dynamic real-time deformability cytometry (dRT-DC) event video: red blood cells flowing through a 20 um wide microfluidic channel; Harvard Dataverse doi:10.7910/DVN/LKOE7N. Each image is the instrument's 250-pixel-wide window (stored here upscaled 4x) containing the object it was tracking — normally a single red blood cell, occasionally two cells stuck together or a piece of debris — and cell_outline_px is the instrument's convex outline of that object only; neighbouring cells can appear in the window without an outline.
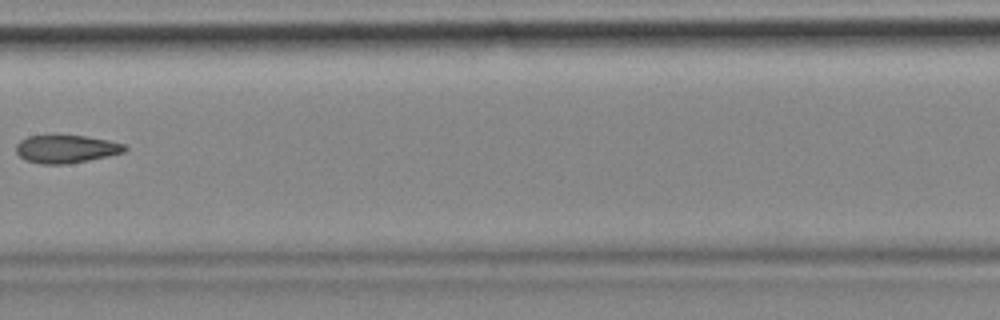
{"species": "common noctule bat (a hibernating species)", "species_latin": "Nyctalus noctula", "temperature_condition": "cold", "stored_images_in_passage": 9, "camera_frame_rate_fps": 3000, "um_per_image_px": 0.085, "animal": {"sex": "female", "body_mass_g": 18.4}, "frame": {"image": 1, "passage_image": 9, "time_ms": 2.667, "image_size_px": [1000, 320], "cell_outline_px": [[128, 148], [124, 152], [108, 156], [68, 164], [40, 164], [24, 160], [16, 152], [16, 144], [20, 140], [28, 136], [84, 136], [108, 140], [124, 144]], "centroid_in_image_um": [5.61, 12.67], "position_along_channel_um": 201.8, "area_um2": 17.63}}